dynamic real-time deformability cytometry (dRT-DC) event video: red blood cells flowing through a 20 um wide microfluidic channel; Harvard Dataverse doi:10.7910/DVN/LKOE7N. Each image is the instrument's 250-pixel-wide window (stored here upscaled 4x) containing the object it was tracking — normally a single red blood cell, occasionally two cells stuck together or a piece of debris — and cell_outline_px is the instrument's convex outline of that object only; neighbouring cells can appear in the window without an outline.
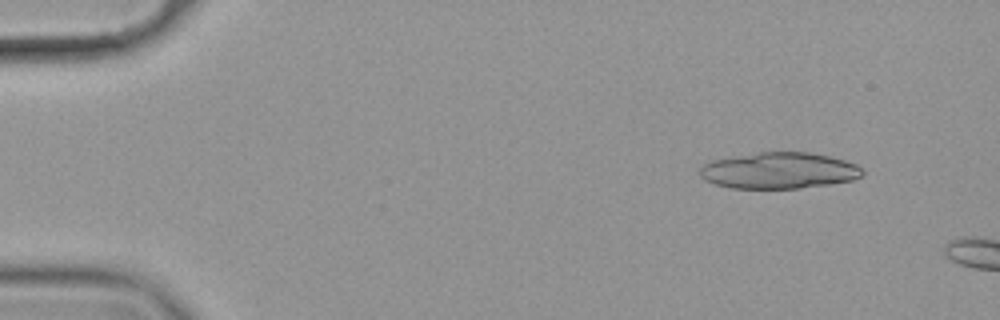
{"species": "common noctule bat (a hibernating species)", "species_latin": "Nyctalus noctula", "temperature_condition": "cold", "stored_images_in_passage": 9, "camera_frame_rate_fps": 3000, "um_per_image_px": 0.085, "animal": {"sex": "female", "body_mass_g": 19.9}, "frame": {"image": 1, "passage_image": 6, "time_ms": 1.667, "image_size_px": [1000, 320], "cell_outline_px": [[864, 172], [860, 176], [852, 180], [828, 184], [800, 188], [728, 188], [704, 180], [700, 176], [700, 168], [704, 164], [712, 160], [760, 152], [808, 152], [828, 156], [844, 160], [856, 164]], "centroid_in_image_um": [66.19, 14.5], "position_along_channel_um": 18.8, "area_um2": 34.1}}